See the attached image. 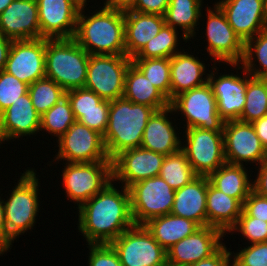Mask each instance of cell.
Returning <instances> with one entry per match:
<instances>
[{
  "mask_svg": "<svg viewBox=\"0 0 267 266\" xmlns=\"http://www.w3.org/2000/svg\"><path fill=\"white\" fill-rule=\"evenodd\" d=\"M110 182L78 209V230L88 244H110L133 227L129 190Z\"/></svg>",
  "mask_w": 267,
  "mask_h": 266,
  "instance_id": "1",
  "label": "cell"
},
{
  "mask_svg": "<svg viewBox=\"0 0 267 266\" xmlns=\"http://www.w3.org/2000/svg\"><path fill=\"white\" fill-rule=\"evenodd\" d=\"M87 4L81 5L77 16L75 41L89 55H126L124 9L103 4L86 16Z\"/></svg>",
  "mask_w": 267,
  "mask_h": 266,
  "instance_id": "2",
  "label": "cell"
},
{
  "mask_svg": "<svg viewBox=\"0 0 267 266\" xmlns=\"http://www.w3.org/2000/svg\"><path fill=\"white\" fill-rule=\"evenodd\" d=\"M155 111L153 107L133 103L124 97L109 101L103 140L111 160L124 150L140 147L144 129Z\"/></svg>",
  "mask_w": 267,
  "mask_h": 266,
  "instance_id": "3",
  "label": "cell"
},
{
  "mask_svg": "<svg viewBox=\"0 0 267 266\" xmlns=\"http://www.w3.org/2000/svg\"><path fill=\"white\" fill-rule=\"evenodd\" d=\"M36 170L27 169L21 174L10 197L3 199L6 229V252L11 250L14 240L33 229L38 216L40 183ZM23 233V234H22Z\"/></svg>",
  "mask_w": 267,
  "mask_h": 266,
  "instance_id": "4",
  "label": "cell"
},
{
  "mask_svg": "<svg viewBox=\"0 0 267 266\" xmlns=\"http://www.w3.org/2000/svg\"><path fill=\"white\" fill-rule=\"evenodd\" d=\"M89 57L74 38H46L45 77L65 91L84 87Z\"/></svg>",
  "mask_w": 267,
  "mask_h": 266,
  "instance_id": "5",
  "label": "cell"
},
{
  "mask_svg": "<svg viewBox=\"0 0 267 266\" xmlns=\"http://www.w3.org/2000/svg\"><path fill=\"white\" fill-rule=\"evenodd\" d=\"M170 106L174 114L181 112V118H185H182L186 122L184 129L223 132L225 121L218 114L216 98L208 82L178 94L170 101Z\"/></svg>",
  "mask_w": 267,
  "mask_h": 266,
  "instance_id": "6",
  "label": "cell"
},
{
  "mask_svg": "<svg viewBox=\"0 0 267 266\" xmlns=\"http://www.w3.org/2000/svg\"><path fill=\"white\" fill-rule=\"evenodd\" d=\"M64 164L62 185L68 200L78 208L113 181L112 161Z\"/></svg>",
  "mask_w": 267,
  "mask_h": 266,
  "instance_id": "7",
  "label": "cell"
},
{
  "mask_svg": "<svg viewBox=\"0 0 267 266\" xmlns=\"http://www.w3.org/2000/svg\"><path fill=\"white\" fill-rule=\"evenodd\" d=\"M128 190L135 225L171 213L175 190L160 176L136 182Z\"/></svg>",
  "mask_w": 267,
  "mask_h": 266,
  "instance_id": "8",
  "label": "cell"
},
{
  "mask_svg": "<svg viewBox=\"0 0 267 266\" xmlns=\"http://www.w3.org/2000/svg\"><path fill=\"white\" fill-rule=\"evenodd\" d=\"M183 133L181 150L197 176L209 177L226 163L223 132L188 128Z\"/></svg>",
  "mask_w": 267,
  "mask_h": 266,
  "instance_id": "9",
  "label": "cell"
},
{
  "mask_svg": "<svg viewBox=\"0 0 267 266\" xmlns=\"http://www.w3.org/2000/svg\"><path fill=\"white\" fill-rule=\"evenodd\" d=\"M131 63L126 55H90L84 87L104 100L123 97L125 74Z\"/></svg>",
  "mask_w": 267,
  "mask_h": 266,
  "instance_id": "10",
  "label": "cell"
},
{
  "mask_svg": "<svg viewBox=\"0 0 267 266\" xmlns=\"http://www.w3.org/2000/svg\"><path fill=\"white\" fill-rule=\"evenodd\" d=\"M123 266H166V250L144 225H134L110 243Z\"/></svg>",
  "mask_w": 267,
  "mask_h": 266,
  "instance_id": "11",
  "label": "cell"
},
{
  "mask_svg": "<svg viewBox=\"0 0 267 266\" xmlns=\"http://www.w3.org/2000/svg\"><path fill=\"white\" fill-rule=\"evenodd\" d=\"M58 152L53 161L92 163L112 161L107 155L103 135L78 121L56 141Z\"/></svg>",
  "mask_w": 267,
  "mask_h": 266,
  "instance_id": "12",
  "label": "cell"
},
{
  "mask_svg": "<svg viewBox=\"0 0 267 266\" xmlns=\"http://www.w3.org/2000/svg\"><path fill=\"white\" fill-rule=\"evenodd\" d=\"M206 51L214 61L226 64H240L244 56V45L242 39L229 25L227 18L221 8L215 3L214 7H206ZM217 61V62H216Z\"/></svg>",
  "mask_w": 267,
  "mask_h": 266,
  "instance_id": "13",
  "label": "cell"
},
{
  "mask_svg": "<svg viewBox=\"0 0 267 266\" xmlns=\"http://www.w3.org/2000/svg\"><path fill=\"white\" fill-rule=\"evenodd\" d=\"M228 65L236 70L242 69V77L232 72L218 75L216 66H212L213 70L208 73V83L216 98L218 114L225 122L240 118L246 101L247 81L252 77L240 64Z\"/></svg>",
  "mask_w": 267,
  "mask_h": 266,
  "instance_id": "14",
  "label": "cell"
},
{
  "mask_svg": "<svg viewBox=\"0 0 267 266\" xmlns=\"http://www.w3.org/2000/svg\"><path fill=\"white\" fill-rule=\"evenodd\" d=\"M224 155L226 163L260 165L267 158L256 131L250 122L240 120L227 121L223 127Z\"/></svg>",
  "mask_w": 267,
  "mask_h": 266,
  "instance_id": "15",
  "label": "cell"
},
{
  "mask_svg": "<svg viewBox=\"0 0 267 266\" xmlns=\"http://www.w3.org/2000/svg\"><path fill=\"white\" fill-rule=\"evenodd\" d=\"M164 158L142 147L124 150L112 159L113 181L128 189L136 182L159 176Z\"/></svg>",
  "mask_w": 267,
  "mask_h": 266,
  "instance_id": "16",
  "label": "cell"
},
{
  "mask_svg": "<svg viewBox=\"0 0 267 266\" xmlns=\"http://www.w3.org/2000/svg\"><path fill=\"white\" fill-rule=\"evenodd\" d=\"M46 38L13 40L4 71L30 85L45 77Z\"/></svg>",
  "mask_w": 267,
  "mask_h": 266,
  "instance_id": "17",
  "label": "cell"
},
{
  "mask_svg": "<svg viewBox=\"0 0 267 266\" xmlns=\"http://www.w3.org/2000/svg\"><path fill=\"white\" fill-rule=\"evenodd\" d=\"M41 38H74L81 0H36Z\"/></svg>",
  "mask_w": 267,
  "mask_h": 266,
  "instance_id": "18",
  "label": "cell"
},
{
  "mask_svg": "<svg viewBox=\"0 0 267 266\" xmlns=\"http://www.w3.org/2000/svg\"><path fill=\"white\" fill-rule=\"evenodd\" d=\"M225 234L213 226H202L178 241L167 253V265L189 266L214 254L224 243Z\"/></svg>",
  "mask_w": 267,
  "mask_h": 266,
  "instance_id": "19",
  "label": "cell"
},
{
  "mask_svg": "<svg viewBox=\"0 0 267 266\" xmlns=\"http://www.w3.org/2000/svg\"><path fill=\"white\" fill-rule=\"evenodd\" d=\"M219 1V2H218ZM229 25L245 43L267 29L265 0H218Z\"/></svg>",
  "mask_w": 267,
  "mask_h": 266,
  "instance_id": "20",
  "label": "cell"
},
{
  "mask_svg": "<svg viewBox=\"0 0 267 266\" xmlns=\"http://www.w3.org/2000/svg\"><path fill=\"white\" fill-rule=\"evenodd\" d=\"M41 115L35 110L29 93L0 113V145L14 138L36 135L40 132Z\"/></svg>",
  "mask_w": 267,
  "mask_h": 266,
  "instance_id": "21",
  "label": "cell"
},
{
  "mask_svg": "<svg viewBox=\"0 0 267 266\" xmlns=\"http://www.w3.org/2000/svg\"><path fill=\"white\" fill-rule=\"evenodd\" d=\"M0 30L11 40L41 38L36 0H13L0 13Z\"/></svg>",
  "mask_w": 267,
  "mask_h": 266,
  "instance_id": "22",
  "label": "cell"
},
{
  "mask_svg": "<svg viewBox=\"0 0 267 266\" xmlns=\"http://www.w3.org/2000/svg\"><path fill=\"white\" fill-rule=\"evenodd\" d=\"M169 113H174L171 106L153 113L144 129L140 147L165 156L181 149L182 139L176 133L177 125L173 126L172 119L170 121Z\"/></svg>",
  "mask_w": 267,
  "mask_h": 266,
  "instance_id": "23",
  "label": "cell"
},
{
  "mask_svg": "<svg viewBox=\"0 0 267 266\" xmlns=\"http://www.w3.org/2000/svg\"><path fill=\"white\" fill-rule=\"evenodd\" d=\"M126 56L134 58L160 31L165 18L159 14L124 9Z\"/></svg>",
  "mask_w": 267,
  "mask_h": 266,
  "instance_id": "24",
  "label": "cell"
},
{
  "mask_svg": "<svg viewBox=\"0 0 267 266\" xmlns=\"http://www.w3.org/2000/svg\"><path fill=\"white\" fill-rule=\"evenodd\" d=\"M184 51V49L181 51L180 48V52L170 58V101L178 94L208 82L205 63H202L197 56L194 57L189 51Z\"/></svg>",
  "mask_w": 267,
  "mask_h": 266,
  "instance_id": "25",
  "label": "cell"
},
{
  "mask_svg": "<svg viewBox=\"0 0 267 266\" xmlns=\"http://www.w3.org/2000/svg\"><path fill=\"white\" fill-rule=\"evenodd\" d=\"M208 177L197 176L190 183L175 190L171 214L207 226L206 196Z\"/></svg>",
  "mask_w": 267,
  "mask_h": 266,
  "instance_id": "26",
  "label": "cell"
},
{
  "mask_svg": "<svg viewBox=\"0 0 267 266\" xmlns=\"http://www.w3.org/2000/svg\"><path fill=\"white\" fill-rule=\"evenodd\" d=\"M243 211V204L219 191L209 181L206 196L207 226L220 229L225 235L236 224Z\"/></svg>",
  "mask_w": 267,
  "mask_h": 266,
  "instance_id": "27",
  "label": "cell"
},
{
  "mask_svg": "<svg viewBox=\"0 0 267 266\" xmlns=\"http://www.w3.org/2000/svg\"><path fill=\"white\" fill-rule=\"evenodd\" d=\"M123 97L133 103L144 104L156 110L170 106V101L133 63L130 64L125 74Z\"/></svg>",
  "mask_w": 267,
  "mask_h": 266,
  "instance_id": "28",
  "label": "cell"
},
{
  "mask_svg": "<svg viewBox=\"0 0 267 266\" xmlns=\"http://www.w3.org/2000/svg\"><path fill=\"white\" fill-rule=\"evenodd\" d=\"M144 226L166 251L200 228L196 222L171 213L153 218Z\"/></svg>",
  "mask_w": 267,
  "mask_h": 266,
  "instance_id": "29",
  "label": "cell"
},
{
  "mask_svg": "<svg viewBox=\"0 0 267 266\" xmlns=\"http://www.w3.org/2000/svg\"><path fill=\"white\" fill-rule=\"evenodd\" d=\"M247 171L248 169L243 165L225 163L208 178L219 191L244 204L248 195L253 191V180Z\"/></svg>",
  "mask_w": 267,
  "mask_h": 266,
  "instance_id": "30",
  "label": "cell"
},
{
  "mask_svg": "<svg viewBox=\"0 0 267 266\" xmlns=\"http://www.w3.org/2000/svg\"><path fill=\"white\" fill-rule=\"evenodd\" d=\"M203 0H169L166 13L164 15L165 24L174 29H181L184 42L194 39L197 25L200 23L202 15ZM178 26V27H177Z\"/></svg>",
  "mask_w": 267,
  "mask_h": 266,
  "instance_id": "31",
  "label": "cell"
},
{
  "mask_svg": "<svg viewBox=\"0 0 267 266\" xmlns=\"http://www.w3.org/2000/svg\"><path fill=\"white\" fill-rule=\"evenodd\" d=\"M159 176L174 190L182 188L197 177L181 149L165 156Z\"/></svg>",
  "mask_w": 267,
  "mask_h": 266,
  "instance_id": "32",
  "label": "cell"
},
{
  "mask_svg": "<svg viewBox=\"0 0 267 266\" xmlns=\"http://www.w3.org/2000/svg\"><path fill=\"white\" fill-rule=\"evenodd\" d=\"M256 62L259 63V67ZM240 65L252 77L267 78V29L245 42L244 56Z\"/></svg>",
  "mask_w": 267,
  "mask_h": 266,
  "instance_id": "33",
  "label": "cell"
},
{
  "mask_svg": "<svg viewBox=\"0 0 267 266\" xmlns=\"http://www.w3.org/2000/svg\"><path fill=\"white\" fill-rule=\"evenodd\" d=\"M246 101L238 120L250 122L267 115V78L251 77L247 81Z\"/></svg>",
  "mask_w": 267,
  "mask_h": 266,
  "instance_id": "34",
  "label": "cell"
},
{
  "mask_svg": "<svg viewBox=\"0 0 267 266\" xmlns=\"http://www.w3.org/2000/svg\"><path fill=\"white\" fill-rule=\"evenodd\" d=\"M178 36L177 29L164 24L159 33L132 59L171 58L180 52L177 48L180 44Z\"/></svg>",
  "mask_w": 267,
  "mask_h": 266,
  "instance_id": "35",
  "label": "cell"
},
{
  "mask_svg": "<svg viewBox=\"0 0 267 266\" xmlns=\"http://www.w3.org/2000/svg\"><path fill=\"white\" fill-rule=\"evenodd\" d=\"M75 121L71 103L68 97L65 96L41 115L40 131L44 130L59 139Z\"/></svg>",
  "mask_w": 267,
  "mask_h": 266,
  "instance_id": "36",
  "label": "cell"
},
{
  "mask_svg": "<svg viewBox=\"0 0 267 266\" xmlns=\"http://www.w3.org/2000/svg\"><path fill=\"white\" fill-rule=\"evenodd\" d=\"M132 63L170 101V58L132 59Z\"/></svg>",
  "mask_w": 267,
  "mask_h": 266,
  "instance_id": "37",
  "label": "cell"
},
{
  "mask_svg": "<svg viewBox=\"0 0 267 266\" xmlns=\"http://www.w3.org/2000/svg\"><path fill=\"white\" fill-rule=\"evenodd\" d=\"M28 93L35 110L43 115L66 96V91L54 80L44 77L29 85Z\"/></svg>",
  "mask_w": 267,
  "mask_h": 266,
  "instance_id": "38",
  "label": "cell"
},
{
  "mask_svg": "<svg viewBox=\"0 0 267 266\" xmlns=\"http://www.w3.org/2000/svg\"><path fill=\"white\" fill-rule=\"evenodd\" d=\"M236 231L248 240V244L267 242V222L250 217L244 211L228 233Z\"/></svg>",
  "mask_w": 267,
  "mask_h": 266,
  "instance_id": "39",
  "label": "cell"
},
{
  "mask_svg": "<svg viewBox=\"0 0 267 266\" xmlns=\"http://www.w3.org/2000/svg\"><path fill=\"white\" fill-rule=\"evenodd\" d=\"M29 85L0 70V113L28 92Z\"/></svg>",
  "mask_w": 267,
  "mask_h": 266,
  "instance_id": "40",
  "label": "cell"
},
{
  "mask_svg": "<svg viewBox=\"0 0 267 266\" xmlns=\"http://www.w3.org/2000/svg\"><path fill=\"white\" fill-rule=\"evenodd\" d=\"M231 254V266H267V242L248 244Z\"/></svg>",
  "mask_w": 267,
  "mask_h": 266,
  "instance_id": "41",
  "label": "cell"
},
{
  "mask_svg": "<svg viewBox=\"0 0 267 266\" xmlns=\"http://www.w3.org/2000/svg\"><path fill=\"white\" fill-rule=\"evenodd\" d=\"M109 101L100 102V110L73 111L76 121L104 135L108 125Z\"/></svg>",
  "mask_w": 267,
  "mask_h": 266,
  "instance_id": "42",
  "label": "cell"
},
{
  "mask_svg": "<svg viewBox=\"0 0 267 266\" xmlns=\"http://www.w3.org/2000/svg\"><path fill=\"white\" fill-rule=\"evenodd\" d=\"M72 111L100 110V102L103 100L92 90L85 87L66 91Z\"/></svg>",
  "mask_w": 267,
  "mask_h": 266,
  "instance_id": "43",
  "label": "cell"
},
{
  "mask_svg": "<svg viewBox=\"0 0 267 266\" xmlns=\"http://www.w3.org/2000/svg\"><path fill=\"white\" fill-rule=\"evenodd\" d=\"M89 248L88 266H123L110 244H86Z\"/></svg>",
  "mask_w": 267,
  "mask_h": 266,
  "instance_id": "44",
  "label": "cell"
},
{
  "mask_svg": "<svg viewBox=\"0 0 267 266\" xmlns=\"http://www.w3.org/2000/svg\"><path fill=\"white\" fill-rule=\"evenodd\" d=\"M243 211L250 217L267 222V197L252 191L243 204Z\"/></svg>",
  "mask_w": 267,
  "mask_h": 266,
  "instance_id": "45",
  "label": "cell"
},
{
  "mask_svg": "<svg viewBox=\"0 0 267 266\" xmlns=\"http://www.w3.org/2000/svg\"><path fill=\"white\" fill-rule=\"evenodd\" d=\"M169 0H135L128 8L140 13L159 14L164 16Z\"/></svg>",
  "mask_w": 267,
  "mask_h": 266,
  "instance_id": "46",
  "label": "cell"
},
{
  "mask_svg": "<svg viewBox=\"0 0 267 266\" xmlns=\"http://www.w3.org/2000/svg\"><path fill=\"white\" fill-rule=\"evenodd\" d=\"M231 250L223 244L214 254L189 266H231Z\"/></svg>",
  "mask_w": 267,
  "mask_h": 266,
  "instance_id": "47",
  "label": "cell"
},
{
  "mask_svg": "<svg viewBox=\"0 0 267 266\" xmlns=\"http://www.w3.org/2000/svg\"><path fill=\"white\" fill-rule=\"evenodd\" d=\"M257 177L253 183V191L260 196L267 197V158L258 166Z\"/></svg>",
  "mask_w": 267,
  "mask_h": 266,
  "instance_id": "48",
  "label": "cell"
},
{
  "mask_svg": "<svg viewBox=\"0 0 267 266\" xmlns=\"http://www.w3.org/2000/svg\"><path fill=\"white\" fill-rule=\"evenodd\" d=\"M257 136L260 139L262 146L267 151V115L252 122Z\"/></svg>",
  "mask_w": 267,
  "mask_h": 266,
  "instance_id": "49",
  "label": "cell"
},
{
  "mask_svg": "<svg viewBox=\"0 0 267 266\" xmlns=\"http://www.w3.org/2000/svg\"><path fill=\"white\" fill-rule=\"evenodd\" d=\"M13 40L4 36L0 30V70H4L8 58V53Z\"/></svg>",
  "mask_w": 267,
  "mask_h": 266,
  "instance_id": "50",
  "label": "cell"
},
{
  "mask_svg": "<svg viewBox=\"0 0 267 266\" xmlns=\"http://www.w3.org/2000/svg\"><path fill=\"white\" fill-rule=\"evenodd\" d=\"M6 253V229L3 199L0 196V256Z\"/></svg>",
  "mask_w": 267,
  "mask_h": 266,
  "instance_id": "51",
  "label": "cell"
},
{
  "mask_svg": "<svg viewBox=\"0 0 267 266\" xmlns=\"http://www.w3.org/2000/svg\"><path fill=\"white\" fill-rule=\"evenodd\" d=\"M135 0H105L103 3L111 7H117L126 9L128 8Z\"/></svg>",
  "mask_w": 267,
  "mask_h": 266,
  "instance_id": "52",
  "label": "cell"
},
{
  "mask_svg": "<svg viewBox=\"0 0 267 266\" xmlns=\"http://www.w3.org/2000/svg\"><path fill=\"white\" fill-rule=\"evenodd\" d=\"M13 0H0V13H2Z\"/></svg>",
  "mask_w": 267,
  "mask_h": 266,
  "instance_id": "53",
  "label": "cell"
},
{
  "mask_svg": "<svg viewBox=\"0 0 267 266\" xmlns=\"http://www.w3.org/2000/svg\"><path fill=\"white\" fill-rule=\"evenodd\" d=\"M83 3H89L90 1H87V0H81Z\"/></svg>",
  "mask_w": 267,
  "mask_h": 266,
  "instance_id": "54",
  "label": "cell"
},
{
  "mask_svg": "<svg viewBox=\"0 0 267 266\" xmlns=\"http://www.w3.org/2000/svg\"><path fill=\"white\" fill-rule=\"evenodd\" d=\"M265 6H266V11H267V0H265Z\"/></svg>",
  "mask_w": 267,
  "mask_h": 266,
  "instance_id": "55",
  "label": "cell"
}]
</instances>
